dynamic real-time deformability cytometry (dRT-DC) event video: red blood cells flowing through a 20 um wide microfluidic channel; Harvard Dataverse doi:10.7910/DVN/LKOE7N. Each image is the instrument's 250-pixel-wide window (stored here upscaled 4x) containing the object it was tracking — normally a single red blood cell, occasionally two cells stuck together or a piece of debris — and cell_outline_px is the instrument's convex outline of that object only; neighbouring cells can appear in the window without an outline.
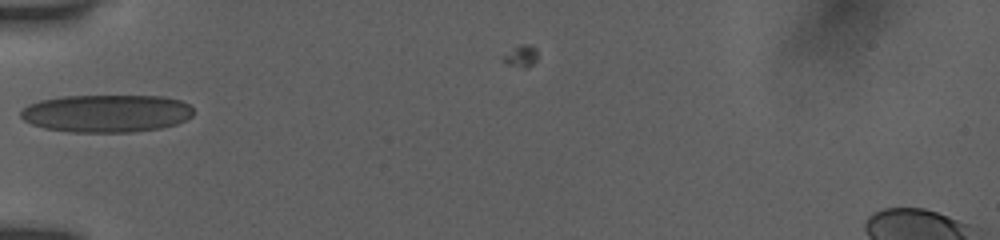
{"species": "human", "species_latin": "Homo sapiens", "temperature_condition": "room temperature", "stored_images_in_passage": 30, "camera_frame_rate_fps": 3000, "um_per_image_px": 0.085, "donor": {"sex": "female"}, "frame": {"image": 1, "passage_image": 1, "time_ms": 0.0, "image_size_px": [1000, 240], "cell_outline_px": [[192, 116], [176, 124], [160, 128], [132, 132], [68, 132], [44, 128], [32, 124], [24, 120], [20, 116], [20, 112], [28, 104], [40, 100], [64, 96], [164, 96], [180, 100], [188, 104], [192, 108]], "centroid_in_image_um": [9.03, 9.64], "position_along_channel_um": 76.0, "area_um2": 37.97}}
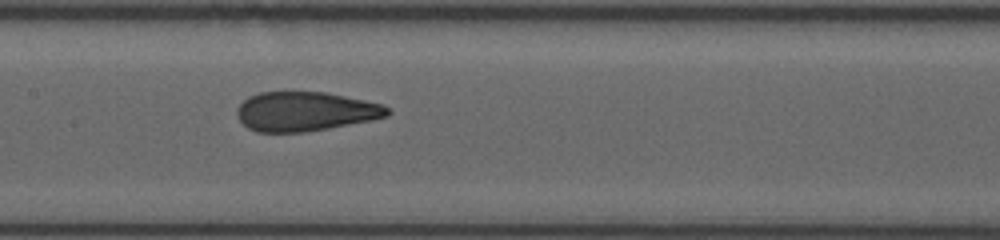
{"frame": {"image": 2, "passage_image": 9, "time_ms": 2.667, "image_size_px": [1000, 240], "cell_outline_px": [[392, 112], [388, 116], [372, 120], [328, 128], [304, 132], [256, 132], [248, 128], [236, 116], [236, 108], [248, 96], [260, 92], [324, 92], [384, 104]], "centroid_in_image_um": [25.94, 9.47], "position_along_channel_um": 181.5, "area_um2": 34.51}}
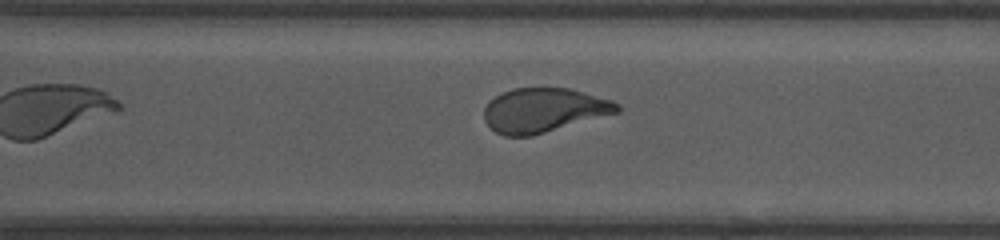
{"frame": {"image": 3, "passage_image": 20, "time_ms": 6.333, "image_size_px": [1000, 240], "cell_outline_px": [[620, 112], [532, 136], [504, 136], [496, 132], [484, 120], [484, 108], [496, 96], [512, 88], [568, 88], [612, 100], [620, 104]], "centroid_in_image_um": [46.24, 9.37], "position_along_channel_um": 324.4, "area_um2": 34.16}}